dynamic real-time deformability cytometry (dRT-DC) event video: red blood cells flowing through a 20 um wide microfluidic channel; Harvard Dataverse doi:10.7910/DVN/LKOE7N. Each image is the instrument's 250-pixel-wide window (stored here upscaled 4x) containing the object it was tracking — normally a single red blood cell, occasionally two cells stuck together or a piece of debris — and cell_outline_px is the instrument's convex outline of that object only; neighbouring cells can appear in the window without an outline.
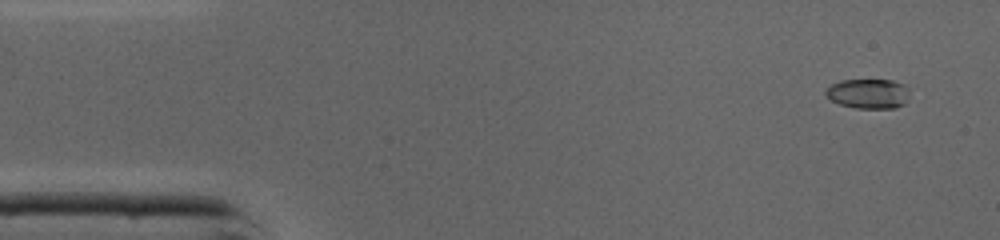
{"species": "common noctule bat (a hibernating species)", "species_latin": "Nyctalus noctula", "temperature_condition": "cold", "stored_images_in_passage": 11, "camera_frame_rate_fps": 3000, "um_per_image_px": 0.085, "animal": {"sex": "male", "body_mass_g": 19.0, "forearm_length_mm": 50.8}, "frame": {"image": 1, "passage_image": 1, "time_ms": 0.0, "image_size_px": [1000, 240], "cell_outline_px": [[908, 88], [904, 104], [896, 108], [856, 108], [840, 104], [832, 100], [824, 92], [832, 84], [840, 80], [892, 80], [904, 84]], "centroid_in_image_um": [73.8, 7.95], "position_along_channel_um": 11.2, "area_um2": 14.33}}